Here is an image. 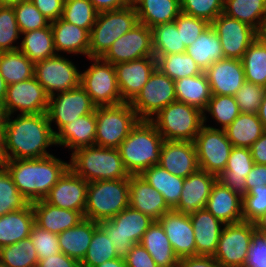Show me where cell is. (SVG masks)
I'll use <instances>...</instances> for the list:
<instances>
[{
	"label": "cell",
	"instance_id": "6da1fadb",
	"mask_svg": "<svg viewBox=\"0 0 266 267\" xmlns=\"http://www.w3.org/2000/svg\"><path fill=\"white\" fill-rule=\"evenodd\" d=\"M4 139L8 160L44 158L57 147L47 113L8 115Z\"/></svg>",
	"mask_w": 266,
	"mask_h": 267
},
{
	"label": "cell",
	"instance_id": "7a4b0ae2",
	"mask_svg": "<svg viewBox=\"0 0 266 267\" xmlns=\"http://www.w3.org/2000/svg\"><path fill=\"white\" fill-rule=\"evenodd\" d=\"M54 154L38 159L8 160L6 169L29 203L44 199L69 169V160H62Z\"/></svg>",
	"mask_w": 266,
	"mask_h": 267
},
{
	"label": "cell",
	"instance_id": "3957f363",
	"mask_svg": "<svg viewBox=\"0 0 266 267\" xmlns=\"http://www.w3.org/2000/svg\"><path fill=\"white\" fill-rule=\"evenodd\" d=\"M164 138L150 120H139L118 147L123 165L129 175H140L160 162Z\"/></svg>",
	"mask_w": 266,
	"mask_h": 267
},
{
	"label": "cell",
	"instance_id": "277c9868",
	"mask_svg": "<svg viewBox=\"0 0 266 267\" xmlns=\"http://www.w3.org/2000/svg\"><path fill=\"white\" fill-rule=\"evenodd\" d=\"M69 168L87 182L128 178L118 148L82 147L70 154Z\"/></svg>",
	"mask_w": 266,
	"mask_h": 267
},
{
	"label": "cell",
	"instance_id": "5b68a950",
	"mask_svg": "<svg viewBox=\"0 0 266 267\" xmlns=\"http://www.w3.org/2000/svg\"><path fill=\"white\" fill-rule=\"evenodd\" d=\"M129 177L89 182L84 218L100 223L129 206Z\"/></svg>",
	"mask_w": 266,
	"mask_h": 267
},
{
	"label": "cell",
	"instance_id": "8992f818",
	"mask_svg": "<svg viewBox=\"0 0 266 267\" xmlns=\"http://www.w3.org/2000/svg\"><path fill=\"white\" fill-rule=\"evenodd\" d=\"M150 121L169 141L193 142L203 123V112L191 105L174 101L161 109Z\"/></svg>",
	"mask_w": 266,
	"mask_h": 267
},
{
	"label": "cell",
	"instance_id": "52a82bcc",
	"mask_svg": "<svg viewBox=\"0 0 266 267\" xmlns=\"http://www.w3.org/2000/svg\"><path fill=\"white\" fill-rule=\"evenodd\" d=\"M138 23L132 3L122 9L99 12L90 31L89 57H102L115 40Z\"/></svg>",
	"mask_w": 266,
	"mask_h": 267
},
{
	"label": "cell",
	"instance_id": "ba28073f",
	"mask_svg": "<svg viewBox=\"0 0 266 267\" xmlns=\"http://www.w3.org/2000/svg\"><path fill=\"white\" fill-rule=\"evenodd\" d=\"M139 120L128 102L96 107L95 145L118 148Z\"/></svg>",
	"mask_w": 266,
	"mask_h": 267
},
{
	"label": "cell",
	"instance_id": "9c48e42d",
	"mask_svg": "<svg viewBox=\"0 0 266 267\" xmlns=\"http://www.w3.org/2000/svg\"><path fill=\"white\" fill-rule=\"evenodd\" d=\"M153 221L149 216L128 206L113 218L101 221L99 225L110 237L117 258L125 259L131 247L140 243Z\"/></svg>",
	"mask_w": 266,
	"mask_h": 267
},
{
	"label": "cell",
	"instance_id": "30bf717a",
	"mask_svg": "<svg viewBox=\"0 0 266 267\" xmlns=\"http://www.w3.org/2000/svg\"><path fill=\"white\" fill-rule=\"evenodd\" d=\"M90 62L81 71L80 85L98 106L117 105L123 103L113 64L101 57H88Z\"/></svg>",
	"mask_w": 266,
	"mask_h": 267
},
{
	"label": "cell",
	"instance_id": "8fae6325",
	"mask_svg": "<svg viewBox=\"0 0 266 267\" xmlns=\"http://www.w3.org/2000/svg\"><path fill=\"white\" fill-rule=\"evenodd\" d=\"M67 56V57H66ZM69 55L56 54L34 63V77L49 97L80 85L81 69Z\"/></svg>",
	"mask_w": 266,
	"mask_h": 267
},
{
	"label": "cell",
	"instance_id": "7c38bea8",
	"mask_svg": "<svg viewBox=\"0 0 266 267\" xmlns=\"http://www.w3.org/2000/svg\"><path fill=\"white\" fill-rule=\"evenodd\" d=\"M254 231L248 221L224 225L213 257L222 267H244Z\"/></svg>",
	"mask_w": 266,
	"mask_h": 267
},
{
	"label": "cell",
	"instance_id": "4fadbf2b",
	"mask_svg": "<svg viewBox=\"0 0 266 267\" xmlns=\"http://www.w3.org/2000/svg\"><path fill=\"white\" fill-rule=\"evenodd\" d=\"M199 169L218 176L226 167L233 145L224 129L203 125L193 141Z\"/></svg>",
	"mask_w": 266,
	"mask_h": 267
},
{
	"label": "cell",
	"instance_id": "5bb4252c",
	"mask_svg": "<svg viewBox=\"0 0 266 267\" xmlns=\"http://www.w3.org/2000/svg\"><path fill=\"white\" fill-rule=\"evenodd\" d=\"M174 101L175 81L156 68L130 105L140 120H150Z\"/></svg>",
	"mask_w": 266,
	"mask_h": 267
},
{
	"label": "cell",
	"instance_id": "9a60e30c",
	"mask_svg": "<svg viewBox=\"0 0 266 267\" xmlns=\"http://www.w3.org/2000/svg\"><path fill=\"white\" fill-rule=\"evenodd\" d=\"M96 107L81 85L50 97L47 115L54 134L75 119L93 113Z\"/></svg>",
	"mask_w": 266,
	"mask_h": 267
},
{
	"label": "cell",
	"instance_id": "2e32d148",
	"mask_svg": "<svg viewBox=\"0 0 266 267\" xmlns=\"http://www.w3.org/2000/svg\"><path fill=\"white\" fill-rule=\"evenodd\" d=\"M154 56L152 30L138 23L123 34L101 57L113 65Z\"/></svg>",
	"mask_w": 266,
	"mask_h": 267
},
{
	"label": "cell",
	"instance_id": "e0dca14e",
	"mask_svg": "<svg viewBox=\"0 0 266 267\" xmlns=\"http://www.w3.org/2000/svg\"><path fill=\"white\" fill-rule=\"evenodd\" d=\"M49 99L43 86L33 76L8 85L3 106L7 115L47 113Z\"/></svg>",
	"mask_w": 266,
	"mask_h": 267
},
{
	"label": "cell",
	"instance_id": "ac0fdd59",
	"mask_svg": "<svg viewBox=\"0 0 266 267\" xmlns=\"http://www.w3.org/2000/svg\"><path fill=\"white\" fill-rule=\"evenodd\" d=\"M211 26L220 38L224 58L241 60L257 37L254 28L224 13L217 16Z\"/></svg>",
	"mask_w": 266,
	"mask_h": 267
},
{
	"label": "cell",
	"instance_id": "d6986e66",
	"mask_svg": "<svg viewBox=\"0 0 266 267\" xmlns=\"http://www.w3.org/2000/svg\"><path fill=\"white\" fill-rule=\"evenodd\" d=\"M88 184L89 182L69 168L44 200L59 208L79 211L84 216Z\"/></svg>",
	"mask_w": 266,
	"mask_h": 267
},
{
	"label": "cell",
	"instance_id": "ffe728a7",
	"mask_svg": "<svg viewBox=\"0 0 266 267\" xmlns=\"http://www.w3.org/2000/svg\"><path fill=\"white\" fill-rule=\"evenodd\" d=\"M123 102L130 103L149 80L157 68L154 56L114 65Z\"/></svg>",
	"mask_w": 266,
	"mask_h": 267
},
{
	"label": "cell",
	"instance_id": "44dd1931",
	"mask_svg": "<svg viewBox=\"0 0 266 267\" xmlns=\"http://www.w3.org/2000/svg\"><path fill=\"white\" fill-rule=\"evenodd\" d=\"M158 221L163 226L173 251L179 259L196 255L194 229L189 214L172 209Z\"/></svg>",
	"mask_w": 266,
	"mask_h": 267
},
{
	"label": "cell",
	"instance_id": "7402d4cb",
	"mask_svg": "<svg viewBox=\"0 0 266 267\" xmlns=\"http://www.w3.org/2000/svg\"><path fill=\"white\" fill-rule=\"evenodd\" d=\"M212 95L234 96L246 82L242 61L222 58L205 71Z\"/></svg>",
	"mask_w": 266,
	"mask_h": 267
},
{
	"label": "cell",
	"instance_id": "603a6c76",
	"mask_svg": "<svg viewBox=\"0 0 266 267\" xmlns=\"http://www.w3.org/2000/svg\"><path fill=\"white\" fill-rule=\"evenodd\" d=\"M159 165L169 173L186 178L199 169L193 142L164 140Z\"/></svg>",
	"mask_w": 266,
	"mask_h": 267
},
{
	"label": "cell",
	"instance_id": "cb8c5ba5",
	"mask_svg": "<svg viewBox=\"0 0 266 267\" xmlns=\"http://www.w3.org/2000/svg\"><path fill=\"white\" fill-rule=\"evenodd\" d=\"M218 180L215 174L198 169L184 178L181 197L174 211L191 214L204 209L210 196L212 186Z\"/></svg>",
	"mask_w": 266,
	"mask_h": 267
},
{
	"label": "cell",
	"instance_id": "d4e9b609",
	"mask_svg": "<svg viewBox=\"0 0 266 267\" xmlns=\"http://www.w3.org/2000/svg\"><path fill=\"white\" fill-rule=\"evenodd\" d=\"M129 206L158 221L172 209L164 197L140 175L129 176Z\"/></svg>",
	"mask_w": 266,
	"mask_h": 267
},
{
	"label": "cell",
	"instance_id": "484cf974",
	"mask_svg": "<svg viewBox=\"0 0 266 267\" xmlns=\"http://www.w3.org/2000/svg\"><path fill=\"white\" fill-rule=\"evenodd\" d=\"M57 54L89 57L90 32L61 18L50 23Z\"/></svg>",
	"mask_w": 266,
	"mask_h": 267
},
{
	"label": "cell",
	"instance_id": "4316f807",
	"mask_svg": "<svg viewBox=\"0 0 266 267\" xmlns=\"http://www.w3.org/2000/svg\"><path fill=\"white\" fill-rule=\"evenodd\" d=\"M95 138L96 109L93 113L81 116L64 125L55 134L57 147L65 148L64 150L68 148L69 153L82 147L95 146Z\"/></svg>",
	"mask_w": 266,
	"mask_h": 267
},
{
	"label": "cell",
	"instance_id": "83f0119b",
	"mask_svg": "<svg viewBox=\"0 0 266 267\" xmlns=\"http://www.w3.org/2000/svg\"><path fill=\"white\" fill-rule=\"evenodd\" d=\"M205 208L225 225L243 221L242 196L219 180L212 186Z\"/></svg>",
	"mask_w": 266,
	"mask_h": 267
},
{
	"label": "cell",
	"instance_id": "f1b7e54d",
	"mask_svg": "<svg viewBox=\"0 0 266 267\" xmlns=\"http://www.w3.org/2000/svg\"><path fill=\"white\" fill-rule=\"evenodd\" d=\"M189 216L194 229L196 255L213 256L225 224L206 208L199 209Z\"/></svg>",
	"mask_w": 266,
	"mask_h": 267
},
{
	"label": "cell",
	"instance_id": "f546056e",
	"mask_svg": "<svg viewBox=\"0 0 266 267\" xmlns=\"http://www.w3.org/2000/svg\"><path fill=\"white\" fill-rule=\"evenodd\" d=\"M31 205L35 215V223L54 234L75 227L84 219L79 211L53 206L44 199L34 201Z\"/></svg>",
	"mask_w": 266,
	"mask_h": 267
},
{
	"label": "cell",
	"instance_id": "4dcf8cb0",
	"mask_svg": "<svg viewBox=\"0 0 266 267\" xmlns=\"http://www.w3.org/2000/svg\"><path fill=\"white\" fill-rule=\"evenodd\" d=\"M253 165L254 160L250 148L233 147L225 170L217 176L218 180L243 197L247 194L245 179Z\"/></svg>",
	"mask_w": 266,
	"mask_h": 267
},
{
	"label": "cell",
	"instance_id": "1f68e13d",
	"mask_svg": "<svg viewBox=\"0 0 266 267\" xmlns=\"http://www.w3.org/2000/svg\"><path fill=\"white\" fill-rule=\"evenodd\" d=\"M34 223L31 203L23 209L0 216V248L29 238Z\"/></svg>",
	"mask_w": 266,
	"mask_h": 267
},
{
	"label": "cell",
	"instance_id": "d6a6232c",
	"mask_svg": "<svg viewBox=\"0 0 266 267\" xmlns=\"http://www.w3.org/2000/svg\"><path fill=\"white\" fill-rule=\"evenodd\" d=\"M138 22L153 28L159 24L174 22L181 13L180 0H134Z\"/></svg>",
	"mask_w": 266,
	"mask_h": 267
},
{
	"label": "cell",
	"instance_id": "836d02e7",
	"mask_svg": "<svg viewBox=\"0 0 266 267\" xmlns=\"http://www.w3.org/2000/svg\"><path fill=\"white\" fill-rule=\"evenodd\" d=\"M99 223L84 218L75 227L58 234L61 252L78 261L85 257L95 228Z\"/></svg>",
	"mask_w": 266,
	"mask_h": 267
},
{
	"label": "cell",
	"instance_id": "e575fe53",
	"mask_svg": "<svg viewBox=\"0 0 266 267\" xmlns=\"http://www.w3.org/2000/svg\"><path fill=\"white\" fill-rule=\"evenodd\" d=\"M140 244L149 252L159 267H177L179 258L175 255L159 221H153L144 233Z\"/></svg>",
	"mask_w": 266,
	"mask_h": 267
},
{
	"label": "cell",
	"instance_id": "d590c367",
	"mask_svg": "<svg viewBox=\"0 0 266 267\" xmlns=\"http://www.w3.org/2000/svg\"><path fill=\"white\" fill-rule=\"evenodd\" d=\"M140 176L155 188L165 199L167 205L174 209L180 200L184 178L175 176L159 164L144 170Z\"/></svg>",
	"mask_w": 266,
	"mask_h": 267
},
{
	"label": "cell",
	"instance_id": "8d00e7d4",
	"mask_svg": "<svg viewBox=\"0 0 266 267\" xmlns=\"http://www.w3.org/2000/svg\"><path fill=\"white\" fill-rule=\"evenodd\" d=\"M175 93L177 101L194 106L202 112L212 96L205 72L176 80Z\"/></svg>",
	"mask_w": 266,
	"mask_h": 267
},
{
	"label": "cell",
	"instance_id": "74e56055",
	"mask_svg": "<svg viewBox=\"0 0 266 267\" xmlns=\"http://www.w3.org/2000/svg\"><path fill=\"white\" fill-rule=\"evenodd\" d=\"M224 130L233 147L245 148H250L265 132L262 122L255 113H240Z\"/></svg>",
	"mask_w": 266,
	"mask_h": 267
},
{
	"label": "cell",
	"instance_id": "f35d334b",
	"mask_svg": "<svg viewBox=\"0 0 266 267\" xmlns=\"http://www.w3.org/2000/svg\"><path fill=\"white\" fill-rule=\"evenodd\" d=\"M186 53L191 56L203 72L212 63L224 58L220 38L211 25L187 47Z\"/></svg>",
	"mask_w": 266,
	"mask_h": 267
},
{
	"label": "cell",
	"instance_id": "ab89813d",
	"mask_svg": "<svg viewBox=\"0 0 266 267\" xmlns=\"http://www.w3.org/2000/svg\"><path fill=\"white\" fill-rule=\"evenodd\" d=\"M19 50L33 63L56 55L51 26L22 33Z\"/></svg>",
	"mask_w": 266,
	"mask_h": 267
},
{
	"label": "cell",
	"instance_id": "60d3db41",
	"mask_svg": "<svg viewBox=\"0 0 266 267\" xmlns=\"http://www.w3.org/2000/svg\"><path fill=\"white\" fill-rule=\"evenodd\" d=\"M239 114L240 110L234 96L212 95L203 111V123L214 129H225ZM208 122L215 124L210 125Z\"/></svg>",
	"mask_w": 266,
	"mask_h": 267
},
{
	"label": "cell",
	"instance_id": "b9f144b4",
	"mask_svg": "<svg viewBox=\"0 0 266 267\" xmlns=\"http://www.w3.org/2000/svg\"><path fill=\"white\" fill-rule=\"evenodd\" d=\"M0 73L7 85L26 81L34 76V63L19 49L0 52Z\"/></svg>",
	"mask_w": 266,
	"mask_h": 267
},
{
	"label": "cell",
	"instance_id": "7bdbcfd3",
	"mask_svg": "<svg viewBox=\"0 0 266 267\" xmlns=\"http://www.w3.org/2000/svg\"><path fill=\"white\" fill-rule=\"evenodd\" d=\"M223 13L257 31L266 16V0H224Z\"/></svg>",
	"mask_w": 266,
	"mask_h": 267
},
{
	"label": "cell",
	"instance_id": "ee69618b",
	"mask_svg": "<svg viewBox=\"0 0 266 267\" xmlns=\"http://www.w3.org/2000/svg\"><path fill=\"white\" fill-rule=\"evenodd\" d=\"M241 61L245 80L266 87V44L256 37L245 51Z\"/></svg>",
	"mask_w": 266,
	"mask_h": 267
},
{
	"label": "cell",
	"instance_id": "f6af8a7d",
	"mask_svg": "<svg viewBox=\"0 0 266 267\" xmlns=\"http://www.w3.org/2000/svg\"><path fill=\"white\" fill-rule=\"evenodd\" d=\"M151 30L156 59L163 55L186 52L187 47L181 45L180 31H178L175 22L159 24Z\"/></svg>",
	"mask_w": 266,
	"mask_h": 267
},
{
	"label": "cell",
	"instance_id": "bcb514c9",
	"mask_svg": "<svg viewBox=\"0 0 266 267\" xmlns=\"http://www.w3.org/2000/svg\"><path fill=\"white\" fill-rule=\"evenodd\" d=\"M156 62L157 68L174 81L203 73L186 52L163 55L158 57Z\"/></svg>",
	"mask_w": 266,
	"mask_h": 267
},
{
	"label": "cell",
	"instance_id": "7dc6e473",
	"mask_svg": "<svg viewBox=\"0 0 266 267\" xmlns=\"http://www.w3.org/2000/svg\"><path fill=\"white\" fill-rule=\"evenodd\" d=\"M117 258L115 247L107 232L98 225L93 233L90 245L81 267H97L102 263Z\"/></svg>",
	"mask_w": 266,
	"mask_h": 267
},
{
	"label": "cell",
	"instance_id": "c3c4849f",
	"mask_svg": "<svg viewBox=\"0 0 266 267\" xmlns=\"http://www.w3.org/2000/svg\"><path fill=\"white\" fill-rule=\"evenodd\" d=\"M38 260L30 238L0 248V263L6 267H36Z\"/></svg>",
	"mask_w": 266,
	"mask_h": 267
},
{
	"label": "cell",
	"instance_id": "681fc988",
	"mask_svg": "<svg viewBox=\"0 0 266 267\" xmlns=\"http://www.w3.org/2000/svg\"><path fill=\"white\" fill-rule=\"evenodd\" d=\"M98 13L90 0H65L61 19L90 32Z\"/></svg>",
	"mask_w": 266,
	"mask_h": 267
},
{
	"label": "cell",
	"instance_id": "f907efd6",
	"mask_svg": "<svg viewBox=\"0 0 266 267\" xmlns=\"http://www.w3.org/2000/svg\"><path fill=\"white\" fill-rule=\"evenodd\" d=\"M21 32L12 5H0V52L18 50Z\"/></svg>",
	"mask_w": 266,
	"mask_h": 267
},
{
	"label": "cell",
	"instance_id": "816d5d0a",
	"mask_svg": "<svg viewBox=\"0 0 266 267\" xmlns=\"http://www.w3.org/2000/svg\"><path fill=\"white\" fill-rule=\"evenodd\" d=\"M28 204L7 169L0 170V216L23 209Z\"/></svg>",
	"mask_w": 266,
	"mask_h": 267
},
{
	"label": "cell",
	"instance_id": "f5cc1de1",
	"mask_svg": "<svg viewBox=\"0 0 266 267\" xmlns=\"http://www.w3.org/2000/svg\"><path fill=\"white\" fill-rule=\"evenodd\" d=\"M12 6L15 11L16 21L21 34L45 28L51 23L50 20L37 9L31 0L17 2L12 4Z\"/></svg>",
	"mask_w": 266,
	"mask_h": 267
},
{
	"label": "cell",
	"instance_id": "db71d44e",
	"mask_svg": "<svg viewBox=\"0 0 266 267\" xmlns=\"http://www.w3.org/2000/svg\"><path fill=\"white\" fill-rule=\"evenodd\" d=\"M181 12L210 24L224 11V0H180Z\"/></svg>",
	"mask_w": 266,
	"mask_h": 267
},
{
	"label": "cell",
	"instance_id": "11a10c76",
	"mask_svg": "<svg viewBox=\"0 0 266 267\" xmlns=\"http://www.w3.org/2000/svg\"><path fill=\"white\" fill-rule=\"evenodd\" d=\"M265 91L266 87L246 81L234 95L240 113L257 114Z\"/></svg>",
	"mask_w": 266,
	"mask_h": 267
},
{
	"label": "cell",
	"instance_id": "9f6ffc18",
	"mask_svg": "<svg viewBox=\"0 0 266 267\" xmlns=\"http://www.w3.org/2000/svg\"><path fill=\"white\" fill-rule=\"evenodd\" d=\"M180 31L181 45L190 46L204 30L211 24L201 18H197L181 12L174 21Z\"/></svg>",
	"mask_w": 266,
	"mask_h": 267
},
{
	"label": "cell",
	"instance_id": "6f0895ef",
	"mask_svg": "<svg viewBox=\"0 0 266 267\" xmlns=\"http://www.w3.org/2000/svg\"><path fill=\"white\" fill-rule=\"evenodd\" d=\"M266 212V185L252 188L242 197L243 221L253 223Z\"/></svg>",
	"mask_w": 266,
	"mask_h": 267
},
{
	"label": "cell",
	"instance_id": "680465c9",
	"mask_svg": "<svg viewBox=\"0 0 266 267\" xmlns=\"http://www.w3.org/2000/svg\"><path fill=\"white\" fill-rule=\"evenodd\" d=\"M29 238L36 249L39 259L61 252L58 243V234L51 233L38 226L36 223H34L31 228Z\"/></svg>",
	"mask_w": 266,
	"mask_h": 267
},
{
	"label": "cell",
	"instance_id": "91938a15",
	"mask_svg": "<svg viewBox=\"0 0 266 267\" xmlns=\"http://www.w3.org/2000/svg\"><path fill=\"white\" fill-rule=\"evenodd\" d=\"M244 267H266L265 233L253 232L252 242Z\"/></svg>",
	"mask_w": 266,
	"mask_h": 267
},
{
	"label": "cell",
	"instance_id": "94428289",
	"mask_svg": "<svg viewBox=\"0 0 266 267\" xmlns=\"http://www.w3.org/2000/svg\"><path fill=\"white\" fill-rule=\"evenodd\" d=\"M126 267H159L149 252L140 244H134L125 258Z\"/></svg>",
	"mask_w": 266,
	"mask_h": 267
},
{
	"label": "cell",
	"instance_id": "6125c7cd",
	"mask_svg": "<svg viewBox=\"0 0 266 267\" xmlns=\"http://www.w3.org/2000/svg\"><path fill=\"white\" fill-rule=\"evenodd\" d=\"M65 0H31L50 22L61 18Z\"/></svg>",
	"mask_w": 266,
	"mask_h": 267
},
{
	"label": "cell",
	"instance_id": "be15d7a7",
	"mask_svg": "<svg viewBox=\"0 0 266 267\" xmlns=\"http://www.w3.org/2000/svg\"><path fill=\"white\" fill-rule=\"evenodd\" d=\"M36 267H81L80 261L62 252L38 260Z\"/></svg>",
	"mask_w": 266,
	"mask_h": 267
},
{
	"label": "cell",
	"instance_id": "e7e4bbea",
	"mask_svg": "<svg viewBox=\"0 0 266 267\" xmlns=\"http://www.w3.org/2000/svg\"><path fill=\"white\" fill-rule=\"evenodd\" d=\"M245 180L247 192L252 188H260L262 185H266V164L254 163Z\"/></svg>",
	"mask_w": 266,
	"mask_h": 267
},
{
	"label": "cell",
	"instance_id": "03108f58",
	"mask_svg": "<svg viewBox=\"0 0 266 267\" xmlns=\"http://www.w3.org/2000/svg\"><path fill=\"white\" fill-rule=\"evenodd\" d=\"M177 267H222L213 256L195 255L179 259Z\"/></svg>",
	"mask_w": 266,
	"mask_h": 267
},
{
	"label": "cell",
	"instance_id": "003e7915",
	"mask_svg": "<svg viewBox=\"0 0 266 267\" xmlns=\"http://www.w3.org/2000/svg\"><path fill=\"white\" fill-rule=\"evenodd\" d=\"M251 156L256 164H266V131L250 147Z\"/></svg>",
	"mask_w": 266,
	"mask_h": 267
},
{
	"label": "cell",
	"instance_id": "a7ac6f4b",
	"mask_svg": "<svg viewBox=\"0 0 266 267\" xmlns=\"http://www.w3.org/2000/svg\"><path fill=\"white\" fill-rule=\"evenodd\" d=\"M98 12L118 10L131 4L129 0H90Z\"/></svg>",
	"mask_w": 266,
	"mask_h": 267
},
{
	"label": "cell",
	"instance_id": "89a4df30",
	"mask_svg": "<svg viewBox=\"0 0 266 267\" xmlns=\"http://www.w3.org/2000/svg\"><path fill=\"white\" fill-rule=\"evenodd\" d=\"M8 158L5 151L4 135H0V170L6 169Z\"/></svg>",
	"mask_w": 266,
	"mask_h": 267
},
{
	"label": "cell",
	"instance_id": "2644e50d",
	"mask_svg": "<svg viewBox=\"0 0 266 267\" xmlns=\"http://www.w3.org/2000/svg\"><path fill=\"white\" fill-rule=\"evenodd\" d=\"M257 115H258L260 121L262 122L264 129L266 131V91H265L264 97L262 99V102L259 106Z\"/></svg>",
	"mask_w": 266,
	"mask_h": 267
},
{
	"label": "cell",
	"instance_id": "8c879c8a",
	"mask_svg": "<svg viewBox=\"0 0 266 267\" xmlns=\"http://www.w3.org/2000/svg\"><path fill=\"white\" fill-rule=\"evenodd\" d=\"M257 232L266 233V212L253 222Z\"/></svg>",
	"mask_w": 266,
	"mask_h": 267
},
{
	"label": "cell",
	"instance_id": "753ad0ef",
	"mask_svg": "<svg viewBox=\"0 0 266 267\" xmlns=\"http://www.w3.org/2000/svg\"><path fill=\"white\" fill-rule=\"evenodd\" d=\"M97 267H126L125 259L115 258L102 263Z\"/></svg>",
	"mask_w": 266,
	"mask_h": 267
},
{
	"label": "cell",
	"instance_id": "34e18365",
	"mask_svg": "<svg viewBox=\"0 0 266 267\" xmlns=\"http://www.w3.org/2000/svg\"><path fill=\"white\" fill-rule=\"evenodd\" d=\"M257 38L266 44V16L261 21L259 29L256 31Z\"/></svg>",
	"mask_w": 266,
	"mask_h": 267
},
{
	"label": "cell",
	"instance_id": "11e5206c",
	"mask_svg": "<svg viewBox=\"0 0 266 267\" xmlns=\"http://www.w3.org/2000/svg\"><path fill=\"white\" fill-rule=\"evenodd\" d=\"M7 116L3 104L0 103V135H4Z\"/></svg>",
	"mask_w": 266,
	"mask_h": 267
},
{
	"label": "cell",
	"instance_id": "2a66077c",
	"mask_svg": "<svg viewBox=\"0 0 266 267\" xmlns=\"http://www.w3.org/2000/svg\"><path fill=\"white\" fill-rule=\"evenodd\" d=\"M7 83L0 73V103L3 104L7 94Z\"/></svg>",
	"mask_w": 266,
	"mask_h": 267
},
{
	"label": "cell",
	"instance_id": "b9fcfbb0",
	"mask_svg": "<svg viewBox=\"0 0 266 267\" xmlns=\"http://www.w3.org/2000/svg\"><path fill=\"white\" fill-rule=\"evenodd\" d=\"M21 1H24V0H0V5H12V4H15Z\"/></svg>",
	"mask_w": 266,
	"mask_h": 267
},
{
	"label": "cell",
	"instance_id": "09005b40",
	"mask_svg": "<svg viewBox=\"0 0 266 267\" xmlns=\"http://www.w3.org/2000/svg\"><path fill=\"white\" fill-rule=\"evenodd\" d=\"M0 267H6L5 265H3L2 263H0Z\"/></svg>",
	"mask_w": 266,
	"mask_h": 267
}]
</instances>
